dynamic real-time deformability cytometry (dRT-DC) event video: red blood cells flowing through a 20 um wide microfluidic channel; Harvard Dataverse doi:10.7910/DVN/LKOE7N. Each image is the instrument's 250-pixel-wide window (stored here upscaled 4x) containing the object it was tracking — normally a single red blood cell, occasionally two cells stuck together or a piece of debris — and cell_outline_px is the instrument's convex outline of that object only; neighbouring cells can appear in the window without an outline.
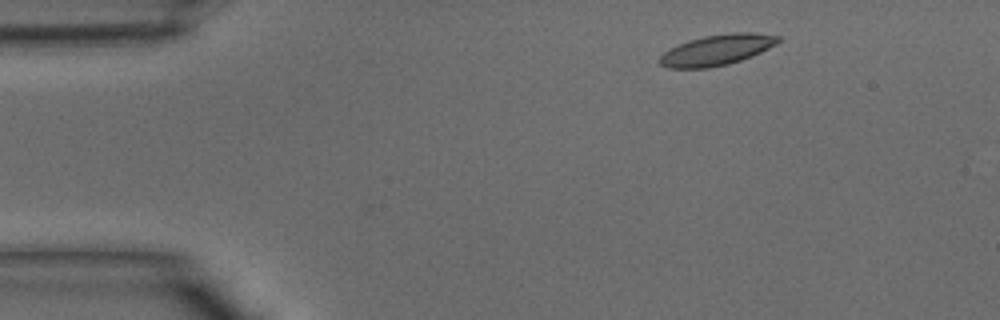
{"species": "common noctule bat (a hibernating species)", "species_latin": "Nyctalus noctula", "temperature_condition": "warm", "stored_images_in_passage": 3, "camera_frame_rate_fps": 3000, "um_per_image_px": 0.085, "animal": {"sex": "male", "body_mass_g": 15.6}, "frame": {"image": 1, "passage_image": 3, "time_ms": 0.667, "image_size_px": [1000, 320], "cell_outline_px": [[780, 40], [776, 44], [752, 56], [728, 64], [708, 68], [668, 68], [660, 64], [660, 56], [664, 52], [688, 40], [704, 36], [732, 32], [756, 32], [780, 36]], "centroid_in_image_um": [60.96, 4.24], "position_along_channel_um": 24.0, "area_um2": 21.04}}